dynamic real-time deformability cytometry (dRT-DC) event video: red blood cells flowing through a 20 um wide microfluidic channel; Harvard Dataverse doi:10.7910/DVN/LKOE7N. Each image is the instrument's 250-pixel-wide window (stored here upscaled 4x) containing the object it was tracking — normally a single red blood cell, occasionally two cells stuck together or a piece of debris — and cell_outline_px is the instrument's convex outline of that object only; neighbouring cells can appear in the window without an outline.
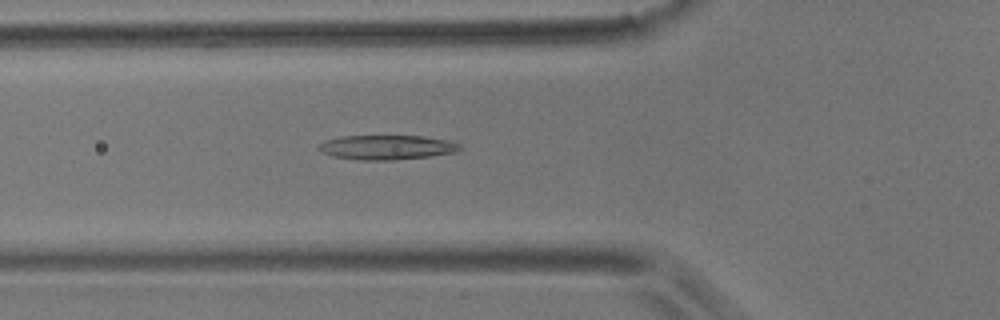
{"species": "common noctule bat (a hibernating species)", "species_latin": "Nyctalus noctula", "temperature_condition": "room temperature", "stored_images_in_passage": 53, "camera_frame_rate_fps": 3000, "um_per_image_px": 0.085, "animal": {"sex": "male", "body_mass_g": 17.9}, "frame": {"image": 1, "passage_image": 18, "time_ms": 5.667, "image_size_px": [1000, 320], "cell_outline_px": [[464, 148], [456, 152], [432, 156], [396, 160], [356, 160], [332, 156], [320, 152], [316, 148], [316, 144], [324, 140], [340, 136], [424, 136], [448, 140], [460, 144]], "centroid_in_image_um": [32.84, 12.53], "position_along_channel_um": 93.0, "area_um2": 20.63}}
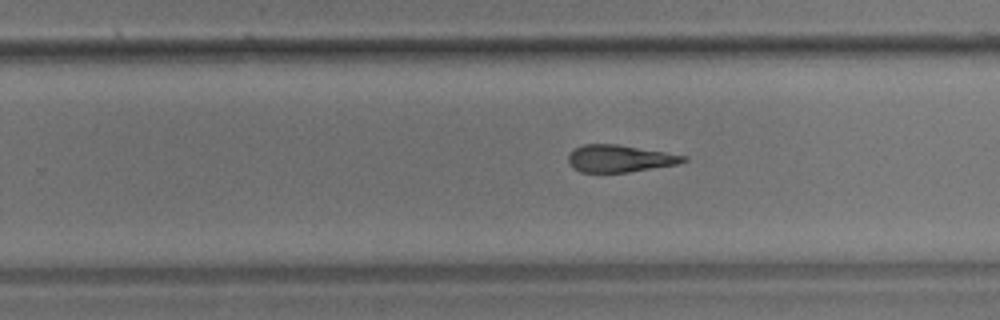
{"frame": {"image": 2, "passage_image": 33, "time_ms": 10.667, "image_size_px": [1000, 320], "cell_outline_px": [[688, 160], [676, 164], [628, 172], [580, 172], [572, 168], [568, 164], [568, 156], [576, 148], [584, 144], [616, 144], [688, 156]], "centroid_in_image_um": [52.65, 13.48], "position_along_channel_um": 277.2, "area_um2": 18.03}}
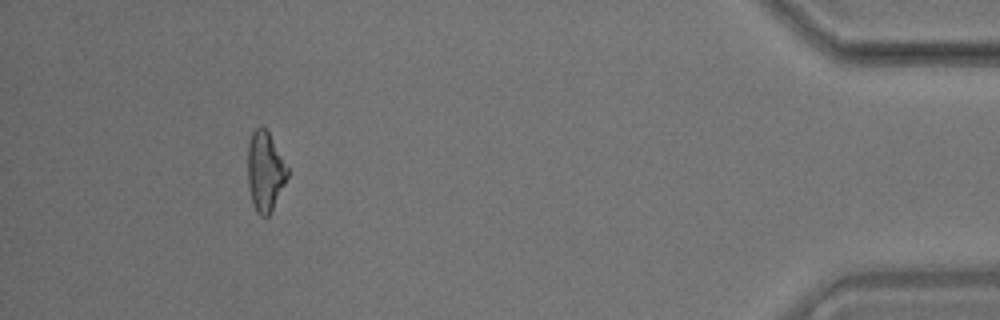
{"frame": {"image": 3, "passage_image": 49, "time_ms": 16.0, "image_size_px": [1000, 320], "cell_outline_px": [[288, 176], [268, 216], [260, 216], [256, 212], [252, 204], [248, 184], [248, 144], [252, 132], [260, 124], [268, 132], [288, 168]], "centroid_in_image_um": [22.51, 14.56], "position_along_channel_um": 412.7, "area_um2": 18.15}, "authors_computed_cell_mechanics": {"area_um2": 19.5364, "velocity_mm_per_s": 3.6742, "shape_relaxation_time_tau1_ms": null, "shape_relaxation_time_tau2_ms": 5.7259, "deformation_change_tau1": null, "deformation_change_tau2": 0.1744}}